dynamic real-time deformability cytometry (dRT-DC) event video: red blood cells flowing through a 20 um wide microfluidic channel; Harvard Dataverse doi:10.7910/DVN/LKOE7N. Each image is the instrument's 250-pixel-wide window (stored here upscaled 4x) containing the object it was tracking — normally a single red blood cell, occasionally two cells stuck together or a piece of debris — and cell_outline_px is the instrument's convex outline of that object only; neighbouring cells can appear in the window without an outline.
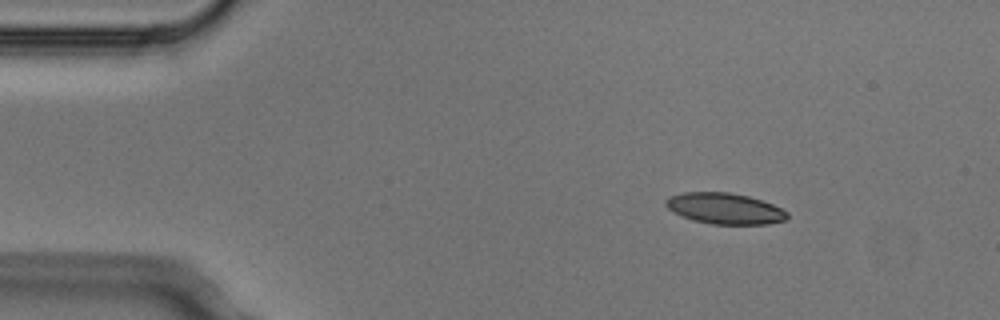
{"species": "Egyptian fruit bat (a non-hibernating species)", "species_latin": "Rousettus aegyptiacus", "temperature_condition": "cold", "stored_images_in_passage": 3, "camera_frame_rate_fps": 3000, "um_per_image_px": 0.085, "animal": {"sex": "male"}, "frame": {"image": 1, "passage_image": 1, "time_ms": 0.0, "image_size_px": [1000, 320], "cell_outline_px": [[788, 220], [768, 224], [712, 224], [692, 220], [672, 212], [664, 204], [664, 200], [668, 196], [684, 192], [728, 192], [748, 196], [772, 204], [788, 212]], "centroid_in_image_um": [61.58, 17.72], "position_along_channel_um": 23.4, "area_um2": 22.08}}